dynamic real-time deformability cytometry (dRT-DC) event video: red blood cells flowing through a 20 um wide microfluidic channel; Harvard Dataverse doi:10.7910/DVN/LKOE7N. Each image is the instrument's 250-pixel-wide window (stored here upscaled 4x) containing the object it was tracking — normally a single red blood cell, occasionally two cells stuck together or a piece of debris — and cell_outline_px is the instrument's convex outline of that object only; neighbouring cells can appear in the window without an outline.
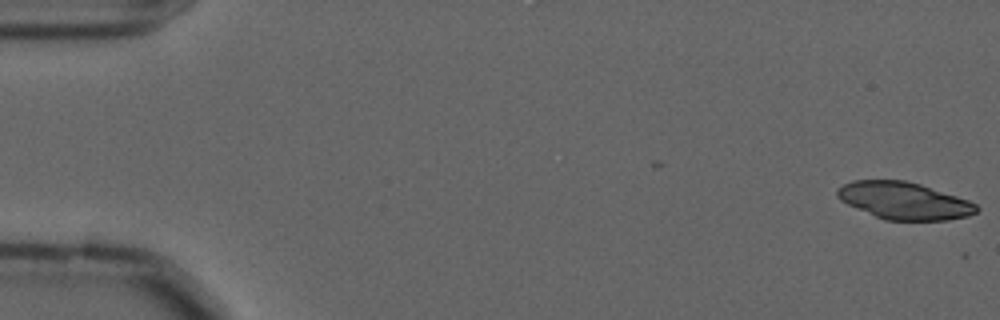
{"species": "common noctule bat (a hibernating species)", "species_latin": "Nyctalus noctula", "temperature_condition": "cold", "stored_images_in_passage": 9, "camera_frame_rate_fps": 3000, "um_per_image_px": 0.085, "animal": {"sex": "male", "forearm_length_mm": 52.5}, "frame": {"image": 1, "passage_image": 1, "time_ms": 0.0, "image_size_px": [1000, 320], "cell_outline_px": [[980, 208], [976, 212], [968, 216], [948, 220], [884, 220], [848, 204], [840, 200], [836, 196], [836, 188], [852, 180], [904, 180], [920, 184], [968, 200], [976, 204]], "centroid_in_image_um": [76.83, 17.06], "position_along_channel_um": 8.2, "area_um2": 30.06}}